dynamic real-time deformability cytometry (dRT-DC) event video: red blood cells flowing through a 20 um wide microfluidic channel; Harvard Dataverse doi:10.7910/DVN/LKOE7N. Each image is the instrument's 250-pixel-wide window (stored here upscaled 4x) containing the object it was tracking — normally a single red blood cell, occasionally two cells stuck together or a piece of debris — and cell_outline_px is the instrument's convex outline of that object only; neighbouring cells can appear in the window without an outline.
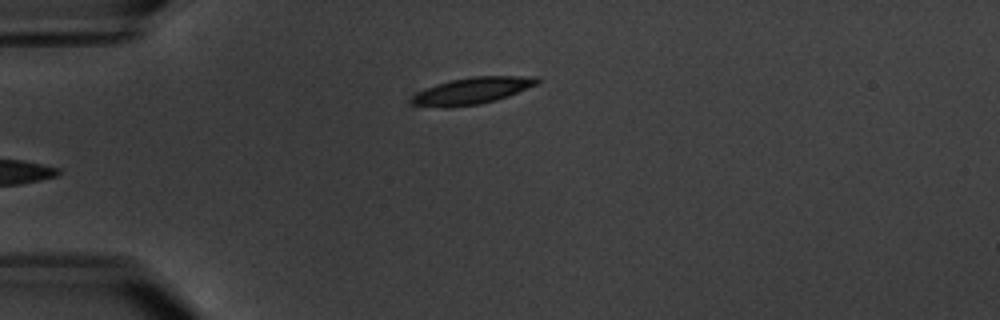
{"species": "common noctule bat (a hibernating species)", "species_latin": "Nyctalus noctula", "temperature_condition": "warm", "stored_images_in_passage": 4, "camera_frame_rate_fps": 3000, "um_per_image_px": 0.085, "animal": {"sex": "male", "body_mass_g": 20.1, "forearm_length_mm": 53.5}, "frame": {"image": 1, "passage_image": 4, "time_ms": 4.667, "image_size_px": [1000, 320], "cell_outline_px": [[540, 84], [508, 96], [496, 100], [480, 104], [448, 108], [444, 108], [412, 104], [412, 96], [416, 92], [424, 88], [448, 80], [472, 76], [540, 76]], "centroid_in_image_um": [40.17, 7.7], "position_along_channel_um": 44.8, "area_um2": 19.88}}